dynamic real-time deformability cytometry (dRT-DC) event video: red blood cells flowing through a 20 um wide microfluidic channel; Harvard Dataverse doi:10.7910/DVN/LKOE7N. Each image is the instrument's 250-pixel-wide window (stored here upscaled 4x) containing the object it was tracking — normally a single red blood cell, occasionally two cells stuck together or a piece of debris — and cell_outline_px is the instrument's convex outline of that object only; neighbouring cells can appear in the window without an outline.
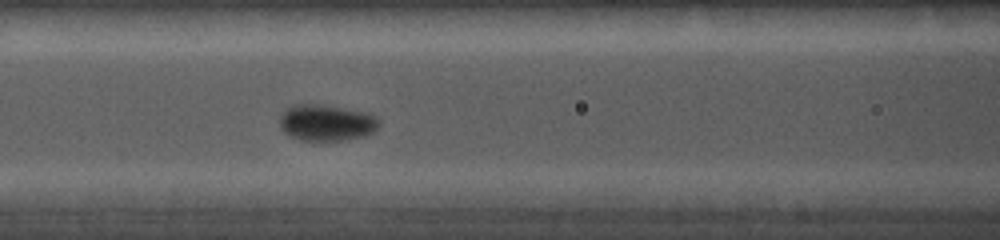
{"species": "common noctule bat (a hibernating species)", "species_latin": "Nyctalus noctula", "temperature_condition": "cold", "stored_images_in_passage": 15, "camera_frame_rate_fps": 5000, "um_per_image_px": 0.085, "animal": {"sex": "female", "body_mass_g": 19.0, "forearm_length_mm": 56.7}, "frame": {"image": 1, "passage_image": 9, "time_ms": 5.6, "image_size_px": [1000, 240], "cell_outline_px": [[380, 124], [372, 132], [364, 136], [348, 140], [300, 140], [288, 136], [280, 128], [280, 116], [292, 104], [320, 104], [368, 112], [376, 116], [380, 120]], "centroid_in_image_um": [27.75, 10.43], "position_along_channel_um": 138.8, "area_um2": 21.21}}
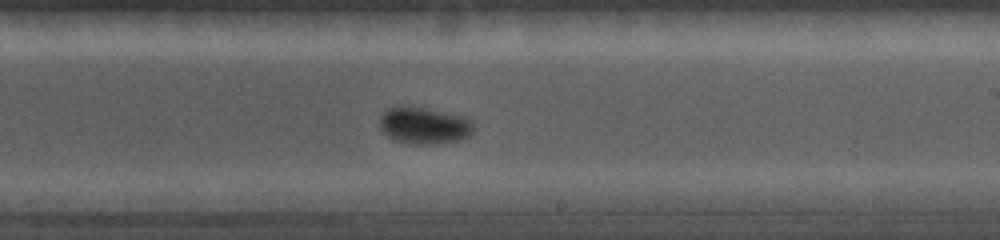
{"frame": {"image": 2, "passage_image": 13, "time_ms": 8.2, "image_size_px": [1000, 240], "cell_outline_px": [[472, 132], [468, 136], [456, 140], [436, 144], [412, 144], [396, 140], [388, 136], [380, 128], [380, 120], [384, 112], [388, 108], [404, 104], [464, 116], [472, 120]], "centroid_in_image_um": [36.03, 10.65], "position_along_channel_um": 253.0, "area_um2": 20.06}}
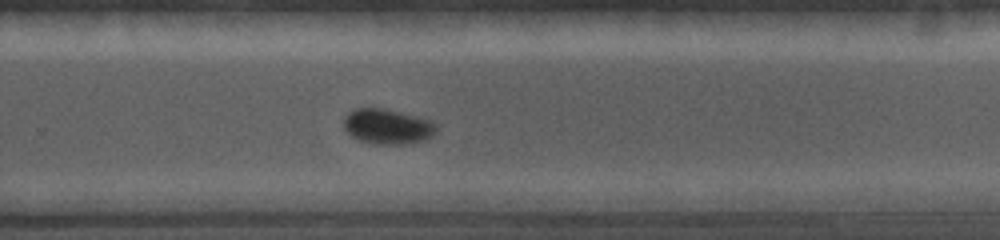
{"frame": {"image": 3, "passage_image": 15, "time_ms": 9.2, "image_size_px": [1000, 240], "cell_outline_px": [[436, 132], [432, 136], [424, 140], [404, 144], [376, 144], [360, 140], [352, 136], [344, 128], [344, 116], [348, 112], [356, 108], [388, 108], [432, 120], [436, 128]], "centroid_in_image_um": [32.94, 10.73], "position_along_channel_um": 296.9, "area_um2": 19.07}}